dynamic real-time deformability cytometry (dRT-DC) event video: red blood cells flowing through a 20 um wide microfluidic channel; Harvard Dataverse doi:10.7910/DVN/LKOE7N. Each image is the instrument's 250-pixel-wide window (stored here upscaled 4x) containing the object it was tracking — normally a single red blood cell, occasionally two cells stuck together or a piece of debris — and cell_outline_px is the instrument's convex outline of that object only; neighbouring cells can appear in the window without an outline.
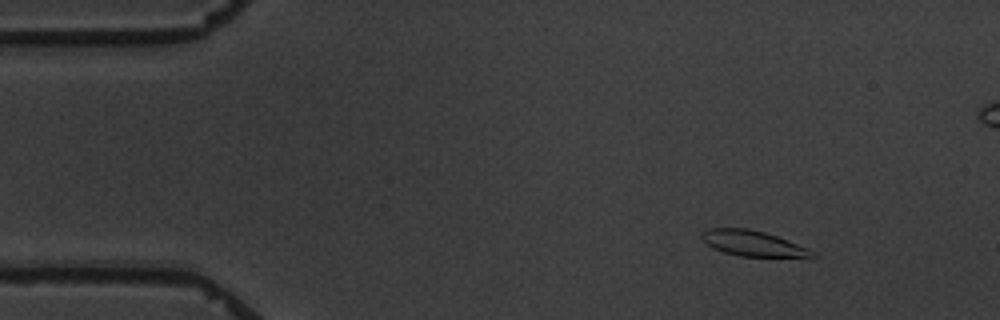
{"species": "common noctule bat (a hibernating species)", "species_latin": "Nyctalus noctula", "temperature_condition": "warm", "stored_images_in_passage": 5, "camera_frame_rate_fps": 3000, "um_per_image_px": 0.085, "animal": {"sex": "male", "body_mass_g": 19.5, "forearm_length_mm": 54.6}, "frame": {"image": 1, "passage_image": 2, "time_ms": 2.0, "image_size_px": [1000, 320], "cell_outline_px": [[820, 256], [740, 256], [724, 252], [712, 248], [700, 236], [700, 232], [708, 228], [748, 228], [764, 232], [776, 236], [808, 248], [816, 252]], "centroid_in_image_um": [63.95, 20.67], "position_along_channel_um": 21.0, "area_um2": 16.18}}